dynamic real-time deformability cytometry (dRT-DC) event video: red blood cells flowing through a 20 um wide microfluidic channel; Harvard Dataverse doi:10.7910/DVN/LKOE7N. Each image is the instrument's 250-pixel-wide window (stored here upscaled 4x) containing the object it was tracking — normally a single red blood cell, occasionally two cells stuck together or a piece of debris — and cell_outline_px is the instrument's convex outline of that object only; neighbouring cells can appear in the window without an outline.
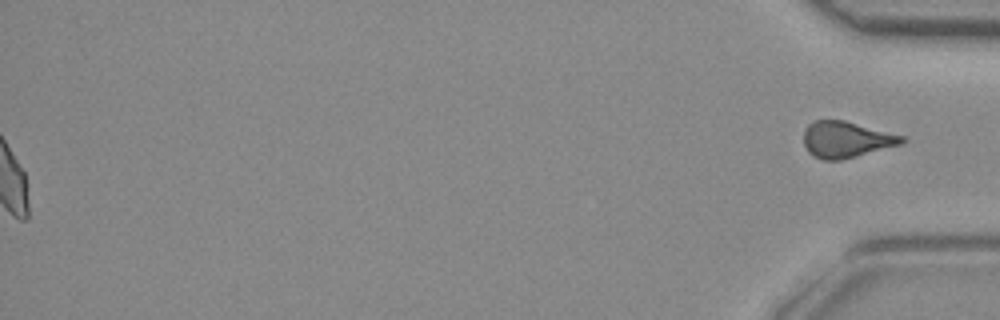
{"species": "common noctule bat (a hibernating species)", "species_latin": "Nyctalus noctula", "temperature_condition": "room temperature", "stored_images_in_passage": 48, "segment_of_instrument_passage": [2, 2], "camera_frame_rate_fps": 3000, "um_per_image_px": 0.085, "animal": {"sex": "female", "body_mass_g": 29.2, "forearm_length_mm": 56.3}, "frame": {"image": 1, "passage_image": 48, "time_ms": 15.667, "image_size_px": [1000, 320], "cell_outline_px": [[908, 140], [900, 144], [856, 156], [840, 160], [824, 160], [808, 152], [804, 144], [804, 132], [808, 124], [816, 120], [844, 120], [904, 136]], "centroid_in_image_um": [71.92, 11.85], "position_along_channel_um": 363.3, "area_um2": 20.46}}